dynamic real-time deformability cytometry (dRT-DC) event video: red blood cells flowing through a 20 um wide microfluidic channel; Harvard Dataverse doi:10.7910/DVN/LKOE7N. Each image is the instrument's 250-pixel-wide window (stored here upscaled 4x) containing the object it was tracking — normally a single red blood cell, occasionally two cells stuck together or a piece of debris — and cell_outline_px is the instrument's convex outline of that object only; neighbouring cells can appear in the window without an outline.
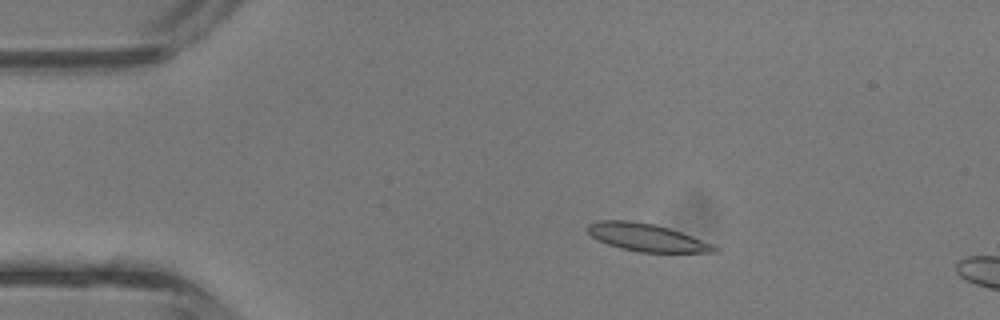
{"species": "common noctule bat (a hibernating species)", "species_latin": "Nyctalus noctula", "temperature_condition": "room temperature", "stored_images_in_passage": 4, "camera_frame_rate_fps": 3000, "um_per_image_px": 0.085, "animal": {"sex": "male", "body_mass_g": 13.3}, "frame": {"image": 1, "passage_image": 3, "time_ms": 0.667, "image_size_px": [1000, 320], "cell_outline_px": [[720, 248], [716, 252], [640, 252], [620, 248], [608, 244], [592, 236], [588, 232], [588, 224], [596, 220], [628, 220], [656, 224], [692, 236], [712, 244]], "centroid_in_image_um": [54.96, 20.17], "position_along_channel_um": 30.0, "area_um2": 20.23}}